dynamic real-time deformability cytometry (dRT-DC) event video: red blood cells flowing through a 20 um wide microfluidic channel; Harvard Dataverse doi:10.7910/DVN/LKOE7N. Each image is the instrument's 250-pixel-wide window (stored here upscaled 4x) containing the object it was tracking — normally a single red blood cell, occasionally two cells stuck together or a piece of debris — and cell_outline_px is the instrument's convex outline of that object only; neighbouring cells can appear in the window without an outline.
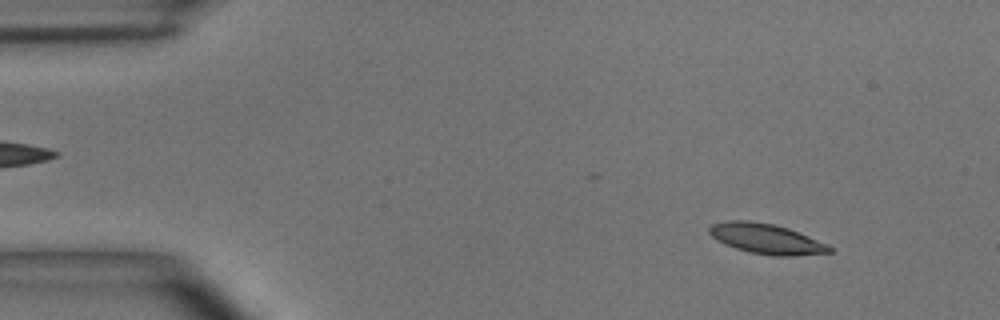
{"species": "common noctule bat (a hibernating species)", "species_latin": "Nyctalus noctula", "temperature_condition": "room temperature", "stored_images_in_passage": 42, "camera_frame_rate_fps": 3000, "um_per_image_px": 0.085, "animal": {"sex": "male", "body_mass_g": 15.6}, "frame": {"image": 1, "passage_image": 5, "time_ms": 1.333, "image_size_px": [1000, 320], "cell_outline_px": [[832, 252], [796, 256], [776, 256], [752, 252], [736, 248], [724, 244], [716, 240], [708, 232], [708, 228], [712, 224], [728, 220], [748, 220], [772, 224], [788, 228], [828, 244], [832, 248]], "centroid_in_image_um": [65.13, 20.29], "position_along_channel_um": 19.9, "area_um2": 21.04}}
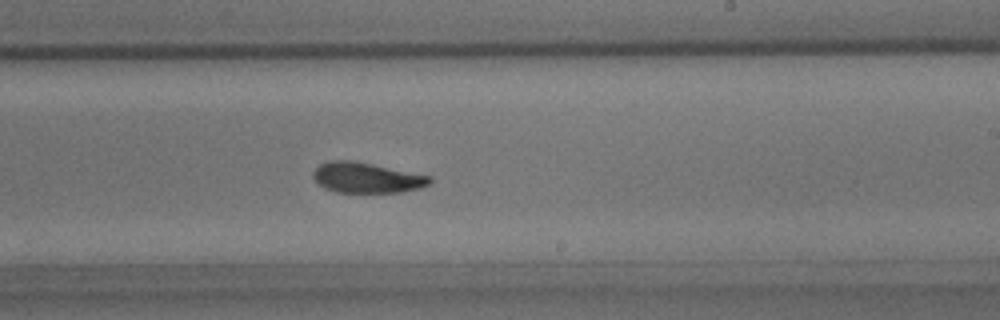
{"frame": {"image": 2, "passage_image": 29, "time_ms": 9.333, "image_size_px": [1000, 320], "cell_outline_px": [[432, 180], [428, 184], [420, 188], [400, 192], [336, 192], [324, 188], [312, 176], [312, 172], [320, 164], [328, 160], [352, 160], [432, 176]], "centroid_in_image_um": [31.15, 15.1], "position_along_channel_um": 257.8, "area_um2": 20.58}}
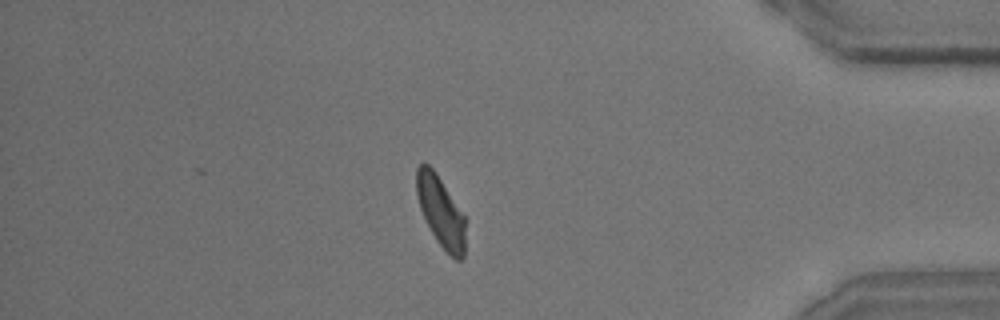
{"frame": {"image": 3, "passage_image": 42, "time_ms": 13.667, "image_size_px": [1000, 320], "cell_outline_px": [[468, 220], [464, 256], [460, 260], [456, 260], [436, 240], [420, 208], [416, 192], [416, 168], [420, 164], [428, 164], [436, 172]], "centroid_in_image_um": [37.52, 17.99], "position_along_channel_um": 397.7, "area_um2": 20.35}, "authors_computed_cell_mechanics": {"area_um2": 21.2415, "velocity_mm_per_s": 4.0287, "shape_relaxation_time_tau1_ms": 3.7327, "shape_relaxation_time_tau2_ms": 3.1699, "deformation_change_tau1": 0.1234, "deformation_change_tau2": 0.0904}}